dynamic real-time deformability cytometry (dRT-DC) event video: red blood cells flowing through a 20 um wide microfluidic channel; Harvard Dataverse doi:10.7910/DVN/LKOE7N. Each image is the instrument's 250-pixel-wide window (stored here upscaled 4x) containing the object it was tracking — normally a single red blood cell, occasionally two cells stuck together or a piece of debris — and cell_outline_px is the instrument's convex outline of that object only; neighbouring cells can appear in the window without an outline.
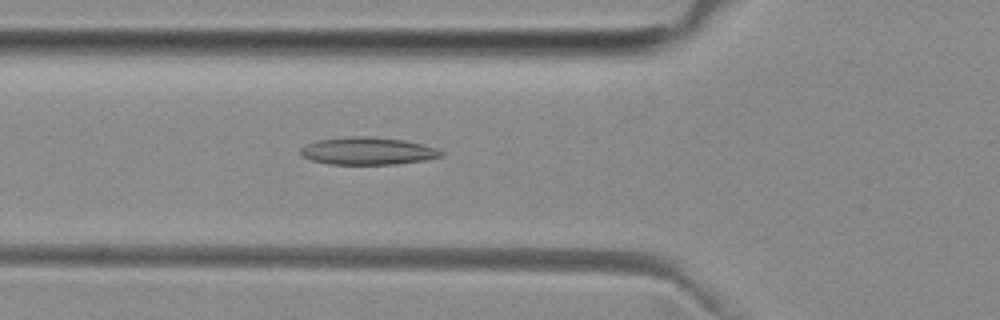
{"species": "common noctule bat (a hibernating species)", "species_latin": "Nyctalus noctula", "temperature_condition": "room temperature", "stored_images_in_passage": 45, "camera_frame_rate_fps": 3000, "um_per_image_px": 0.085, "animal": {"sex": "female", "body_mass_g": 29.2, "forearm_length_mm": 56.3}, "frame": {"image": 1, "passage_image": 17, "time_ms": 5.333, "image_size_px": [1000, 320], "cell_outline_px": [[444, 156], [424, 160], [396, 164], [328, 164], [312, 160], [304, 156], [300, 152], [300, 148], [316, 140], [348, 136], [368, 136], [404, 140], [436, 148], [444, 152]], "centroid_in_image_um": [31.26, 12.83], "position_along_channel_um": 94.5, "area_um2": 22.43}}
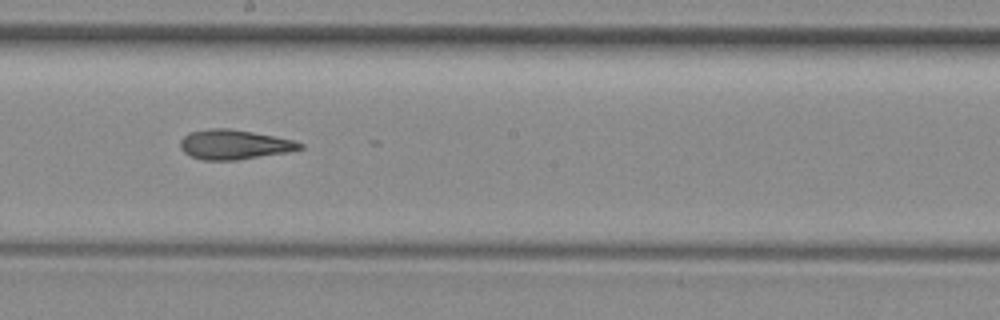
{"frame": {"image": 2, "passage_image": 27, "time_ms": 8.667, "image_size_px": [1000, 320], "cell_outline_px": [[304, 148], [288, 152], [236, 160], [204, 160], [192, 156], [184, 152], [180, 148], [180, 140], [188, 132], [212, 128], [228, 128], [252, 132], [292, 140], [304, 144]], "centroid_in_image_um": [19.89, 12.28], "position_along_channel_um": 228.3, "area_um2": 20.52}}
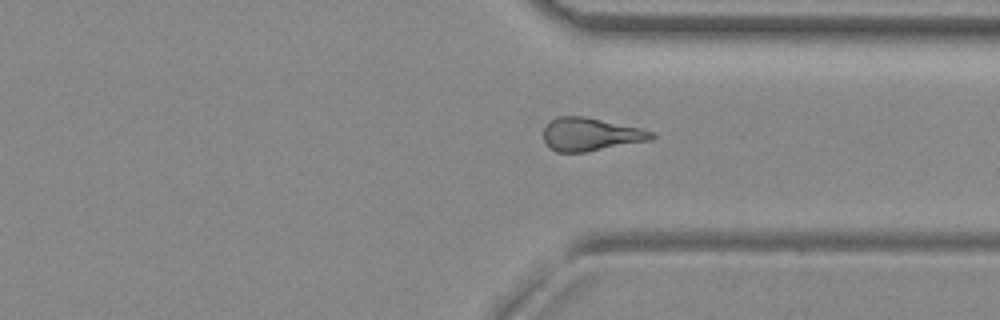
{"frame": {"image": 3, "passage_image": 37, "time_ms": 12.0, "image_size_px": [1000, 320], "cell_outline_px": [[656, 136], [652, 140], [584, 152], [556, 152], [544, 140], [544, 128], [548, 120], [556, 116], [584, 116], [640, 128], [656, 132]], "centroid_in_image_um": [50.21, 11.41], "position_along_channel_um": 361.2, "area_um2": 20.87}, "authors_computed_cell_mechanics": {"area_um2": 20.8658, "velocity_mm_per_s": 3.9975, "shape_relaxation_time_tau1_ms": null, "shape_relaxation_time_tau2_ms": 4.6405, "deformation_change_tau1": null, "deformation_change_tau2": 0.1657}}